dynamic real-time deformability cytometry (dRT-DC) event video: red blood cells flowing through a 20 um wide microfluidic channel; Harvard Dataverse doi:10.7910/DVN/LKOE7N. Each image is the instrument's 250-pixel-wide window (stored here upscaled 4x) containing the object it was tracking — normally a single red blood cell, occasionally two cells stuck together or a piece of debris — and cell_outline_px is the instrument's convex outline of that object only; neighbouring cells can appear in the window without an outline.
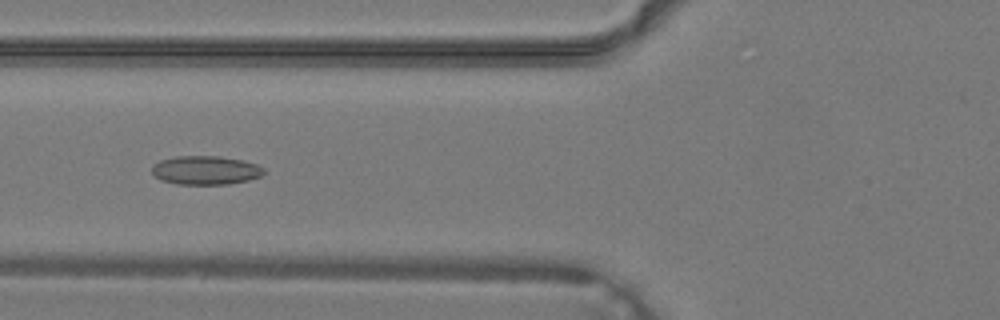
{"species": "common noctule bat (a hibernating species)", "species_latin": "Nyctalus noctula", "temperature_condition": "warm", "stored_images_in_passage": 40, "camera_frame_rate_fps": 3000, "um_per_image_px": 0.085, "animal": {"sex": "male", "body_mass_g": 19.2, "forearm_length_mm": 51.8}, "frame": {"image": 1, "passage_image": 16, "time_ms": 5.0, "image_size_px": [1000, 320], "cell_outline_px": [[264, 172], [260, 176], [248, 180], [228, 184], [176, 184], [160, 180], [152, 172], [152, 164], [160, 160], [176, 156], [220, 156], [244, 160], [256, 164], [264, 168]], "centroid_in_image_um": [17.46, 14.46], "position_along_channel_um": 108.3, "area_um2": 18.84}}
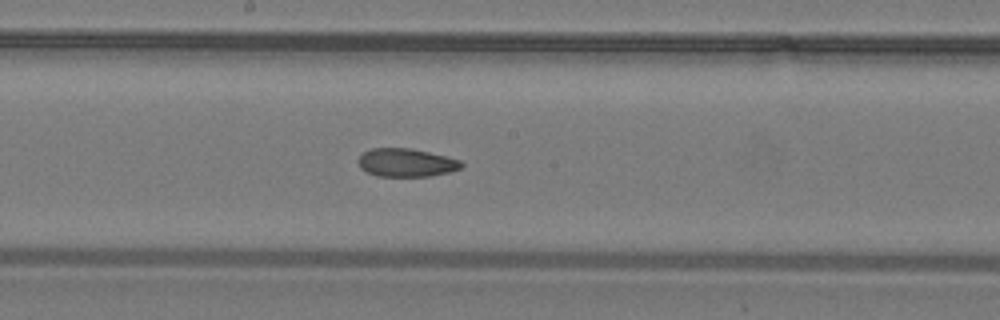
{"frame": {"image": 2, "passage_image": 22, "time_ms": 7.0, "image_size_px": [1000, 320], "cell_outline_px": [[464, 164], [460, 168], [448, 172], [432, 176], [376, 176], [360, 168], [356, 160], [364, 152], [372, 148], [408, 148], [448, 156], [460, 160]], "centroid_in_image_um": [34.52, 13.82], "position_along_channel_um": 213.7, "area_um2": 16.99}}
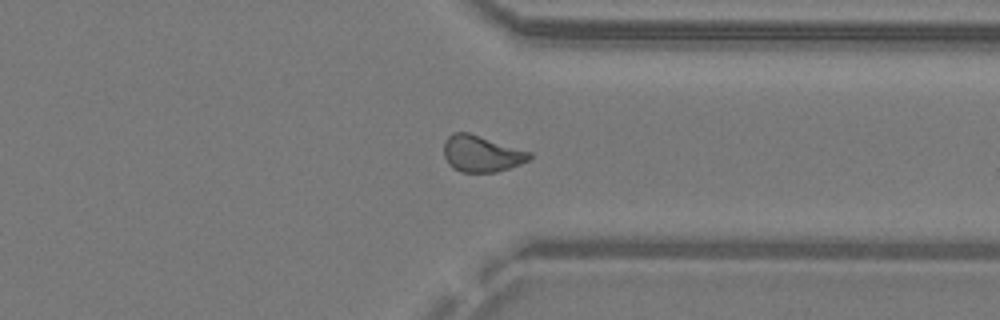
{"frame": {"image": 3, "passage_image": 31, "time_ms": 10.0, "image_size_px": [1000, 320], "cell_outline_px": [[532, 156], [528, 160], [520, 164], [496, 172], [460, 172], [452, 168], [448, 164], [444, 156], [444, 140], [452, 132], [468, 132], [532, 152]], "centroid_in_image_um": [40.9, 13.06], "position_along_channel_um": 370.5, "area_um2": 18.26}}